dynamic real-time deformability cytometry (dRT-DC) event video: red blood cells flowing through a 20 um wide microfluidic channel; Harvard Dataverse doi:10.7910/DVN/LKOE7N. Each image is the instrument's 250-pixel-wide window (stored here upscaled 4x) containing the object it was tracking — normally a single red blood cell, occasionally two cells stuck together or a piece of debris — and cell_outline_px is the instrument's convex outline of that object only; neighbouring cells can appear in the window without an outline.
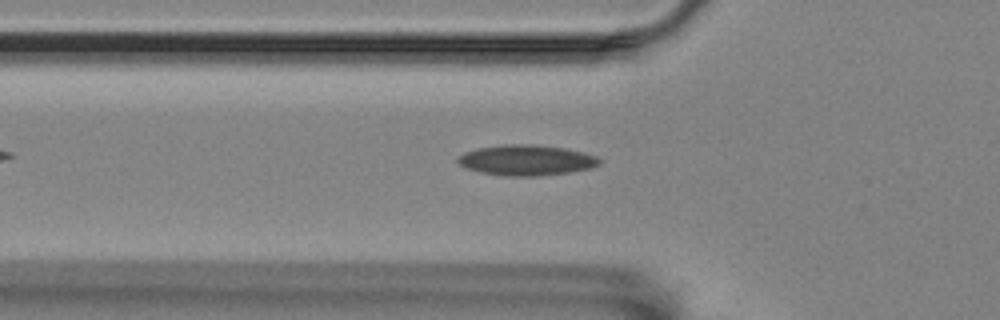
{"species": "Egyptian fruit bat (a non-hibernating species)", "species_latin": "Rousettus aegyptiacus", "temperature_condition": "room temperature", "stored_images_in_passage": 39, "camera_frame_rate_fps": 3000, "um_per_image_px": 0.085, "animal": {"sex": "female"}, "frame": {"image": 1, "passage_image": 5, "time_ms": 1.333, "image_size_px": [1000, 320], "cell_outline_px": [[600, 164], [588, 168], [568, 172], [540, 176], [504, 176], [480, 172], [464, 168], [456, 160], [464, 152], [480, 148], [504, 144], [532, 144], [564, 148], [584, 152], [596, 156], [600, 160]], "centroid_in_image_um": [44.72, 13.62], "position_along_channel_um": 81.1, "area_um2": 25.09}}
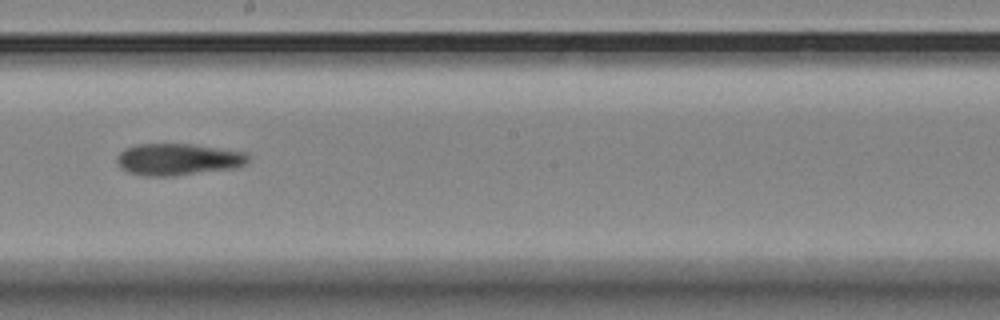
{"frame": {"image": 2, "passage_image": 18, "time_ms": 5.667, "image_size_px": [1000, 320], "cell_outline_px": [[248, 164], [236, 168], [172, 176], [144, 176], [128, 172], [120, 168], [116, 160], [116, 156], [124, 148], [136, 144], [192, 144], [248, 152]], "centroid_in_image_um": [15.13, 13.55], "position_along_channel_um": 233.1, "area_um2": 24.62}}
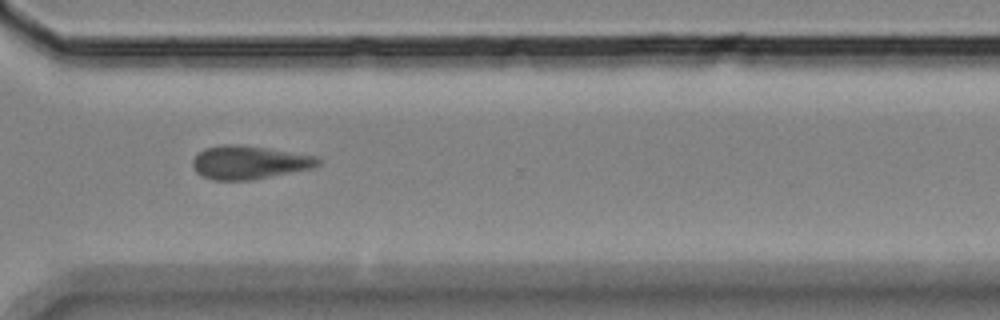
{"frame": {"image": 3, "passage_image": 28, "time_ms": 9.0, "image_size_px": [1000, 320], "cell_outline_px": [[320, 164], [312, 168], [252, 180], [212, 180], [200, 176], [196, 172], [192, 164], [192, 160], [204, 148], [220, 144], [236, 144], [268, 148], [320, 156]], "centroid_in_image_um": [21.18, 13.8], "position_along_channel_um": 349.4, "area_um2": 24.62}}